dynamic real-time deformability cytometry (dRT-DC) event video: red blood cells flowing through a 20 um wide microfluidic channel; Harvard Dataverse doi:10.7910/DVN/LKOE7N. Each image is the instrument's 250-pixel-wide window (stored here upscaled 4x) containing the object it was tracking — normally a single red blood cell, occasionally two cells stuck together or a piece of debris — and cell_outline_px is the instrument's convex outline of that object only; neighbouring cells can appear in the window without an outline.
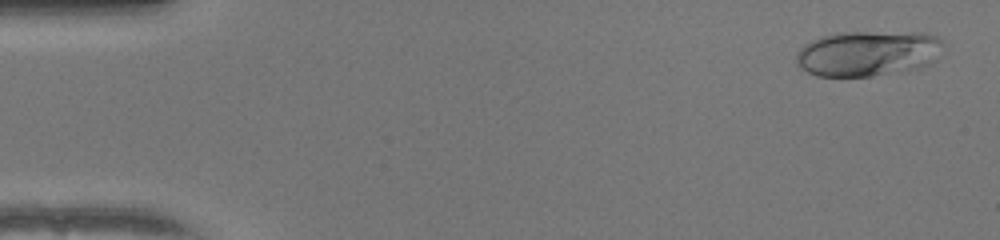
{"species": "human", "species_latin": "Homo sapiens", "temperature_condition": "warm", "stored_images_in_passage": 50, "camera_frame_rate_fps": 3000, "um_per_image_px": 0.085, "donor": {"sex": "female"}, "frame": {"image": 1, "passage_image": 1, "time_ms": 0.0, "image_size_px": [1000, 240], "cell_outline_px": [[944, 44], [936, 60], [920, 68], [872, 76], [816, 76], [800, 68], [796, 64], [796, 52], [804, 44], [812, 40], [836, 32], [924, 32], [940, 36], [944, 40]], "centroid_in_image_um": [73.8, 4.52], "position_along_channel_um": 11.2, "area_um2": 39.54}}
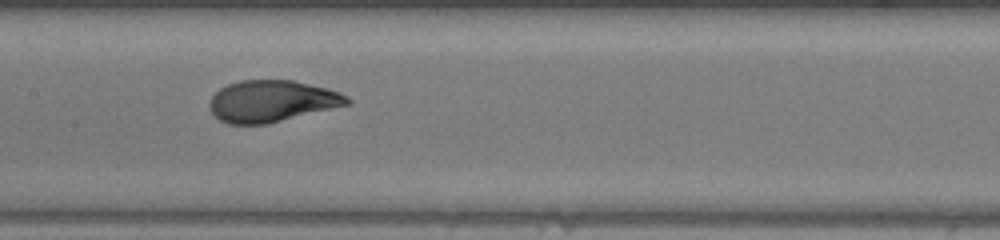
{"frame": {"image": 2, "passage_image": 24, "time_ms": 7.667, "image_size_px": [1000, 240], "cell_outline_px": [[352, 104], [264, 124], [228, 124], [220, 120], [212, 112], [208, 104], [212, 96], [220, 88], [228, 84], [240, 80], [292, 80], [328, 88], [340, 92], [348, 96], [352, 100]], "centroid_in_image_um": [23.13, 8.59], "position_along_channel_um": 184.3, "area_um2": 33.35}}
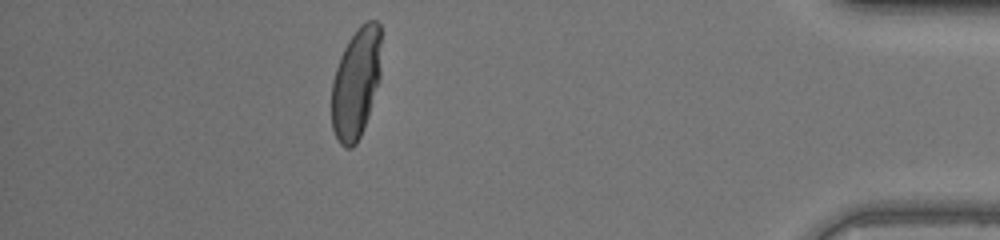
{"frame": {"image": 3, "passage_image": 44, "time_ms": 14.333, "image_size_px": [1000, 240], "cell_outline_px": [[380, 76], [368, 116], [360, 136], [356, 144], [352, 148], [344, 148], [340, 144], [332, 128], [332, 80], [340, 56], [348, 40], [356, 28], [360, 24], [368, 20], [376, 20], [380, 24]], "centroid_in_image_um": [30.25, 7.05], "position_along_channel_um": 404.9, "area_um2": 32.02}, "authors_computed_cell_mechanics": {"area_um2": 33.4662, "velocity_mm_per_s": 4.0485, "shape_relaxation_time_tau1_ms": 4.5697, "shape_relaxation_time_tau2_ms": null, "deformation_change_tau1": 0.2313, "deformation_change_tau2": null}}